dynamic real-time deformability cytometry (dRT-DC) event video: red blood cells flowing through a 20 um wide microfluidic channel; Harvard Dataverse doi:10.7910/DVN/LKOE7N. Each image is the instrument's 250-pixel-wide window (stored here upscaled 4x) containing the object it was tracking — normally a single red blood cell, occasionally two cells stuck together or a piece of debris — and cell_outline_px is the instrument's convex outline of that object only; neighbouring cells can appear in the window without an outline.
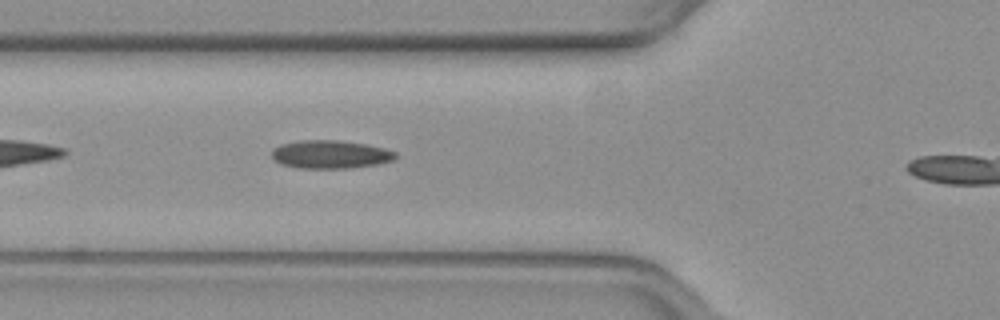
{"species": "common noctule bat (a hibernating species)", "species_latin": "Nyctalus noctula", "temperature_condition": "warm", "stored_images_in_passage": 30, "camera_frame_rate_fps": 3000, "um_per_image_px": 0.085, "animal": {"sex": "female", "body_mass_g": 19.3, "forearm_length_mm": 54.1}, "frame": {"image": 1, "passage_image": 5, "time_ms": 1.333, "image_size_px": [1000, 320], "cell_outline_px": [[396, 156], [392, 160], [380, 164], [348, 168], [296, 168], [280, 164], [272, 156], [272, 148], [280, 144], [300, 140], [336, 140], [364, 144], [384, 148], [396, 152]], "centroid_in_image_um": [28.05, 13.12], "position_along_channel_um": 97.8, "area_um2": 20.35}}
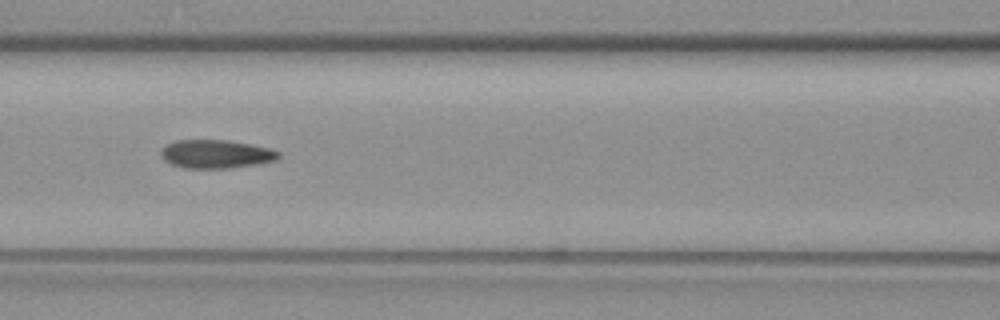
{"frame": {"image": 2, "passage_image": 9, "time_ms": 2.667, "image_size_px": [1000, 320], "cell_outline_px": [[280, 156], [276, 160], [256, 164], [228, 168], [184, 168], [172, 164], [164, 160], [160, 156], [160, 152], [168, 144], [176, 140], [228, 140], [268, 148], [280, 152]], "centroid_in_image_um": [18.34, 13.09], "position_along_channel_um": 148.3, "area_um2": 19.31}}